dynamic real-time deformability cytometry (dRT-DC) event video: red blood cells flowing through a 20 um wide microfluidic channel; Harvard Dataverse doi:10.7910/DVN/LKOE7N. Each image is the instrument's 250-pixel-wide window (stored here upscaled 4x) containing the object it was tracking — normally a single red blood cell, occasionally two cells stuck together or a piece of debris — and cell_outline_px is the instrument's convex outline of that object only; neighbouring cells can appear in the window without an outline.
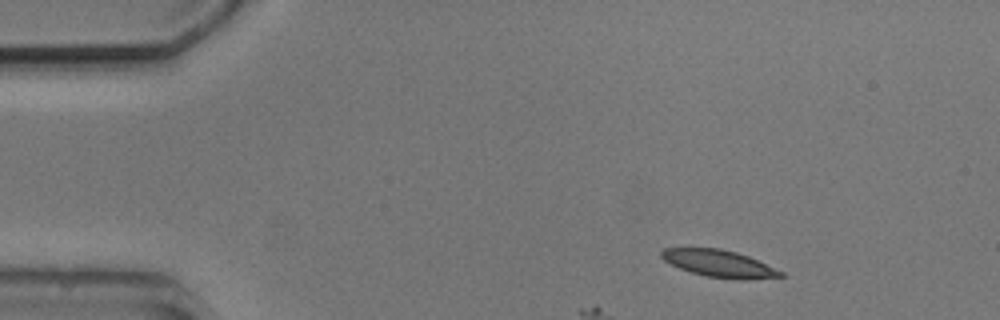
{"species": "common noctule bat (a hibernating species)", "species_latin": "Nyctalus noctula", "temperature_condition": "cold", "stored_images_in_passage": 5, "camera_frame_rate_fps": 3000, "um_per_image_px": 0.085, "animal": {"sex": "male", "body_mass_g": 20.5, "forearm_length_mm": 52.5}, "frame": {"image": 1, "passage_image": 1, "time_ms": 0.0, "image_size_px": [1000, 320], "cell_outline_px": [[788, 276], [704, 276], [680, 268], [664, 260], [660, 256], [660, 252], [664, 248], [720, 248], [736, 252], [748, 256], [784, 272]], "centroid_in_image_um": [61.0, 22.32], "position_along_channel_um": 24.0, "area_um2": 17.57}}
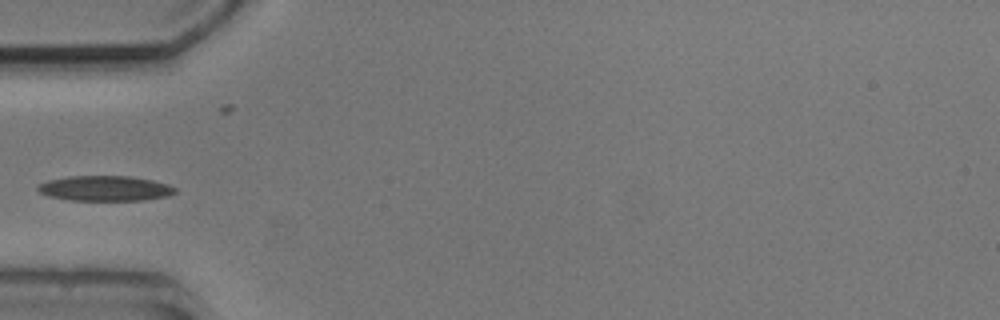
{"frame": {"image": 2, "passage_image": 4, "time_ms": 3.333, "image_size_px": [1000, 320], "cell_outline_px": [[176, 192], [168, 196], [144, 200], [72, 200], [48, 196], [40, 192], [36, 188], [40, 184], [48, 180], [68, 176], [128, 176], [152, 180], [168, 184], [176, 188]], "centroid_in_image_um": [8.94, 16.01], "position_along_channel_um": 76.1, "area_um2": 20.06}}